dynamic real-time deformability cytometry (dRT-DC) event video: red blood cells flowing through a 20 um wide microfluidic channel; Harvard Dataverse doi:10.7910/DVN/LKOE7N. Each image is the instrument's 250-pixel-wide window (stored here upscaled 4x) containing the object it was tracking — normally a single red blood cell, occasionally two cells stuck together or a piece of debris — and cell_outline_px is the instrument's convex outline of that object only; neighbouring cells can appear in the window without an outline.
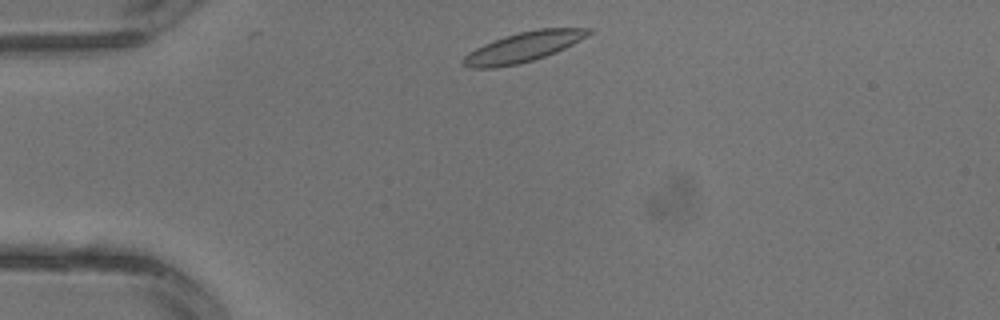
{"species": "common noctule bat (a hibernating species)", "species_latin": "Nyctalus noctula", "temperature_condition": "warm", "stored_images_in_passage": 1, "camera_frame_rate_fps": 3000, "um_per_image_px": 0.085, "animal": {"sex": "male", "body_mass_g": 13.3}, "frame": {"image": 1, "passage_image": 1, "time_ms": 0.0, "image_size_px": [1000, 320], "cell_outline_px": [[596, 28], [592, 32], [580, 40], [556, 52], [520, 64], [496, 68], [472, 68], [460, 64], [460, 60], [468, 52], [484, 44], [504, 36], [520, 32], [540, 28]], "centroid_in_image_um": [44.45, 4.01], "position_along_channel_um": 40.6, "area_um2": 21.85}}